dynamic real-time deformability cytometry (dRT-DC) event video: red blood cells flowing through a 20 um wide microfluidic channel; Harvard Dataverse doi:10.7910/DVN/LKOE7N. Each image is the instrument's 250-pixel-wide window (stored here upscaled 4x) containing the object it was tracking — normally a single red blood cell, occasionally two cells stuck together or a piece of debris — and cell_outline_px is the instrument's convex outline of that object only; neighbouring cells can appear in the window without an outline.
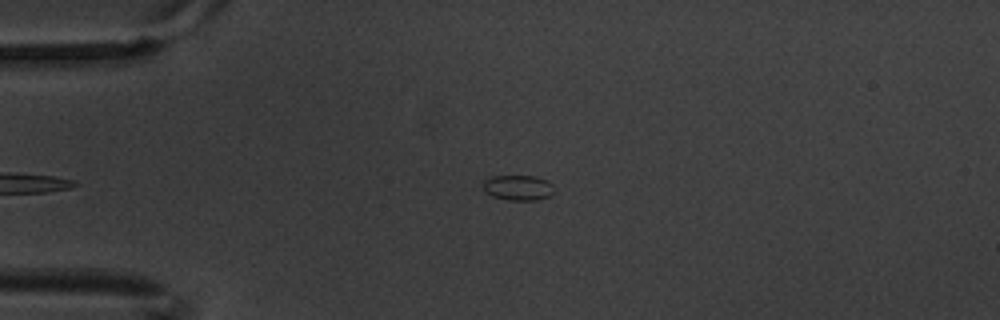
{"species": "common noctule bat (a hibernating species)", "species_latin": "Nyctalus noctula", "temperature_condition": "warm", "stored_images_in_passage": 6, "segment_of_instrument_passage": [2, 2], "camera_frame_rate_fps": 3000, "um_per_image_px": 0.085, "animal": {"sex": "male", "body_mass_g": 20.1, "forearm_length_mm": 53.5}, "frame": {"image": 1, "passage_image": 6, "time_ms": 1.667, "image_size_px": [1000, 320], "cell_outline_px": [[556, 192], [552, 196], [536, 200], [512, 200], [492, 196], [484, 192], [484, 180], [492, 176], [536, 176], [548, 180], [552, 184]], "centroid_in_image_um": [44.1, 15.95], "position_along_channel_um": 40.9, "area_um2": 10.64}}